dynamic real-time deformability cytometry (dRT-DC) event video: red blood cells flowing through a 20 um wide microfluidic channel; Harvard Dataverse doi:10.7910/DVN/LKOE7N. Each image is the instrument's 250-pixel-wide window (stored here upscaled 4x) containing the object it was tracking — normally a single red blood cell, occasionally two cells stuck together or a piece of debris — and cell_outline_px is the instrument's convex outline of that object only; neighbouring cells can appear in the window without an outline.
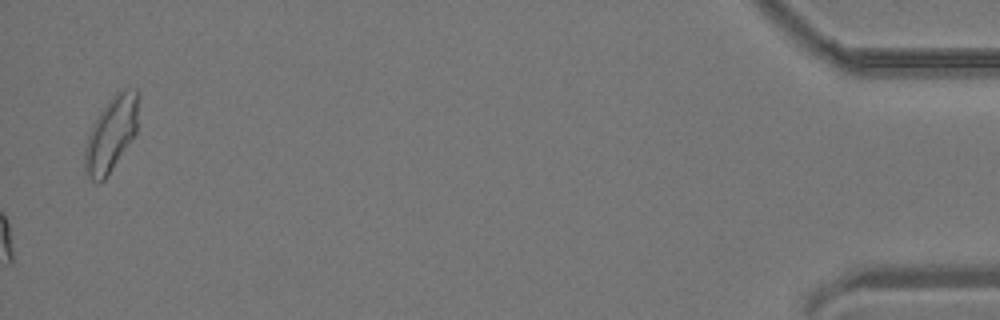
{"species": "common noctule bat (a hibernating species)", "species_latin": "Nyctalus noctula", "temperature_condition": "room temperature", "stored_images_in_passage": 37, "camera_frame_rate_fps": 3000, "um_per_image_px": 0.085, "animal": {"sex": "male", "body_mass_g": 19.2, "forearm_length_mm": 51.8}, "frame": {"image": 1, "passage_image": 37, "time_ms": 12.0, "image_size_px": [1000, 320], "cell_outline_px": [[140, 92], [136, 132], [132, 140], [104, 180], [92, 180], [84, 172], [84, 148], [92, 124], [100, 112], [112, 96], [116, 92], [128, 88], [136, 88]], "centroid_in_image_um": [9.47, 11.35], "position_along_channel_um": 425.7, "area_um2": 23.41}}